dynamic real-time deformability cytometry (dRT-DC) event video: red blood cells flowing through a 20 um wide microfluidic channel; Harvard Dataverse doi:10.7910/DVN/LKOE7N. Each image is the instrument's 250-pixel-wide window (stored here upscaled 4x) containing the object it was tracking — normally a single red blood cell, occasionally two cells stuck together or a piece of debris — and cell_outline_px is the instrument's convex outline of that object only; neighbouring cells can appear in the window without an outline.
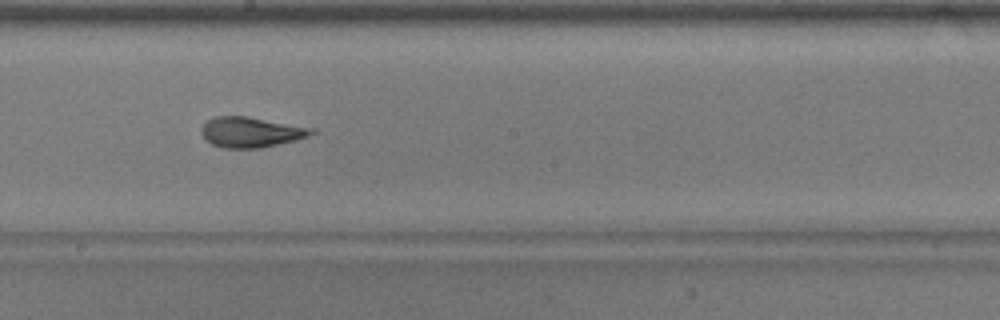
{"species": "common noctule bat (a hibernating species)", "species_latin": "Nyctalus noctula", "temperature_condition": "warm", "stored_images_in_passage": 34, "camera_frame_rate_fps": 3000, "um_per_image_px": 0.085, "animal": {"sex": "male", "body_mass_g": 17.9}, "frame": {"image": 1, "passage_image": 15, "time_ms": 4.667, "image_size_px": [1000, 320], "cell_outline_px": [[316, 132], [308, 136], [296, 140], [260, 148], [224, 148], [212, 144], [200, 132], [200, 128], [208, 120], [216, 116], [248, 116], [316, 128]], "centroid_in_image_um": [21.37, 11.22], "position_along_channel_um": 226.8, "area_um2": 19.54}}